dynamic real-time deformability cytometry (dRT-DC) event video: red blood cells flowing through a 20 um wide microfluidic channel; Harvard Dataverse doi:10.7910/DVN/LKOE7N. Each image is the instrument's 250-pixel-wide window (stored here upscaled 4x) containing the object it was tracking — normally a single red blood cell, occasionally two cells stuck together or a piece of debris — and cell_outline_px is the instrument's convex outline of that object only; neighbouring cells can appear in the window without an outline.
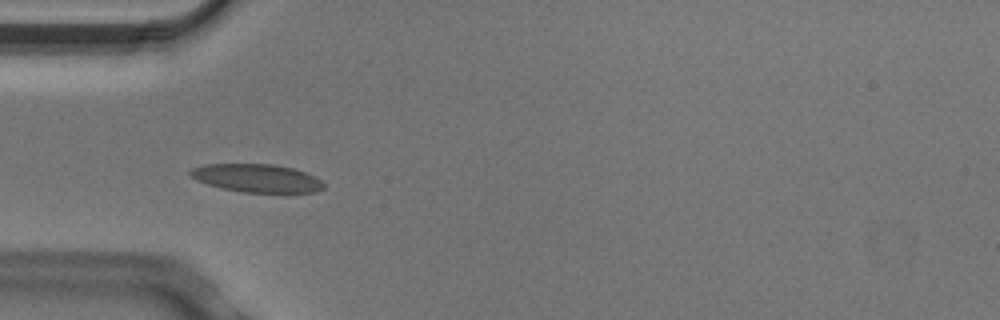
{"species": "Egyptian fruit bat (a non-hibernating species)", "species_latin": "Rousettus aegyptiacus", "temperature_condition": "cold", "stored_images_in_passage": 6, "camera_frame_rate_fps": 3000, "um_per_image_px": 0.085, "animal": {"sex": "male"}, "frame": {"image": 1, "passage_image": 5, "time_ms": 1.333, "image_size_px": [1000, 320], "cell_outline_px": [[324, 188], [316, 192], [244, 192], [220, 188], [196, 180], [188, 172], [192, 168], [204, 164], [272, 164], [292, 168], [304, 172], [320, 180], [324, 184]], "centroid_in_image_um": [21.8, 15.14], "position_along_channel_um": 63.2, "area_um2": 21.68}}